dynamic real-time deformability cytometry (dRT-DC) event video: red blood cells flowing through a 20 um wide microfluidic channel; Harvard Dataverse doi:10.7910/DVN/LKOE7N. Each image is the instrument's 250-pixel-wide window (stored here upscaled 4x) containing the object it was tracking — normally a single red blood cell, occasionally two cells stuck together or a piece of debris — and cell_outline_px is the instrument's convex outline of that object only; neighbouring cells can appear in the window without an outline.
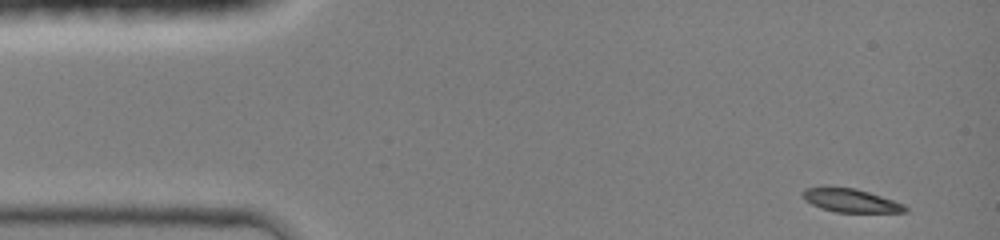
{"species": "common noctule bat (a hibernating species)", "species_latin": "Nyctalus noctula", "temperature_condition": "room temperature", "stored_images_in_passage": 42, "camera_frame_rate_fps": 3000, "um_per_image_px": 0.085, "animal": {"sex": "female", "body_mass_g": 19.0, "forearm_length_mm": 51.5}, "frame": {"image": 1, "passage_image": 1, "time_ms": 0.0, "image_size_px": [1000, 240], "cell_outline_px": [[908, 212], [836, 212], [820, 208], [804, 200], [800, 196], [804, 188], [824, 184], [856, 188], [904, 204], [908, 208]], "centroid_in_image_um": [72.2, 17.0], "position_along_channel_um": 12.8, "area_um2": 14.51}}
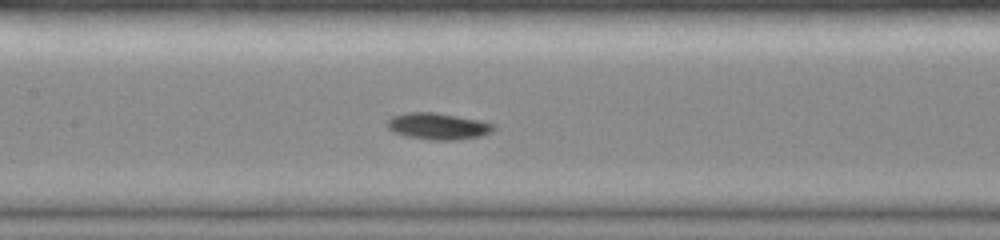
{"frame": {"image": 2, "passage_image": 19, "time_ms": 6.0, "image_size_px": [1000, 240], "cell_outline_px": [[496, 128], [492, 132], [480, 136], [456, 140], [432, 140], [408, 136], [392, 132], [388, 128], [388, 120], [392, 116], [404, 112], [432, 112], [480, 120], [496, 124]], "centroid_in_image_um": [37.25, 10.73], "position_along_channel_um": 170.2, "area_um2": 16.47}}
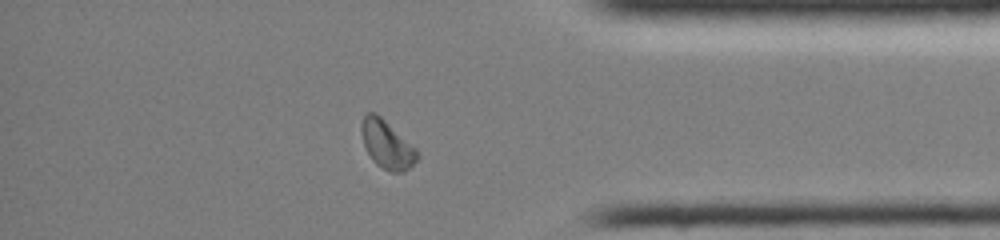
{"frame": {"image": 3, "passage_image": 36, "time_ms": 11.667, "image_size_px": [1000, 240], "cell_outline_px": [[420, 156], [404, 172], [392, 172], [376, 164], [372, 160], [364, 148], [360, 132], [360, 124], [364, 116], [368, 112], [376, 112], [416, 148]], "centroid_in_image_um": [32.85, 12.26], "position_along_channel_um": 402.3, "area_um2": 15.72}, "authors_computed_cell_mechanics": {"area_um2": 15.1436, "velocity_mm_per_s": 4.2555, "shape_relaxation_time_tau1_ms": 1.9285, "shape_relaxation_time_tau2_ms": null, "deformation_change_tau1": 0.1234, "deformation_change_tau2": null}}